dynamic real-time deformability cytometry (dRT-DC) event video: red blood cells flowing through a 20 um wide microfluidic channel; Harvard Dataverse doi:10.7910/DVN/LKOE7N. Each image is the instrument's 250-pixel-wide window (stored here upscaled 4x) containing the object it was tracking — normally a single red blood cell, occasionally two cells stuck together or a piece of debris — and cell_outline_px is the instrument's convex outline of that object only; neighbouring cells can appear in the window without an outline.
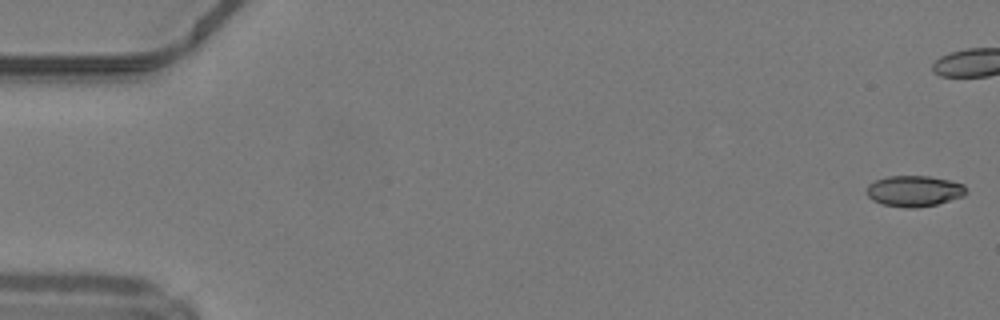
{"species": "common noctule bat (a hibernating species)", "species_latin": "Nyctalus noctula", "temperature_condition": "warm", "stored_images_in_passage": 39, "camera_frame_rate_fps": 3000, "um_per_image_px": 0.085, "animal": {"sex": "male", "body_mass_g": 19.2, "forearm_length_mm": 51.8}, "frame": {"image": 1, "passage_image": 1, "time_ms": 0.0, "image_size_px": [1000, 320], "cell_outline_px": [[968, 192], [964, 196], [936, 204], [916, 208], [904, 208], [880, 204], [872, 200], [868, 196], [868, 184], [876, 180], [888, 176], [928, 176], [948, 180], [964, 184]], "centroid_in_image_um": [77.71, 16.24], "position_along_channel_um": 7.3, "area_um2": 17.98}}